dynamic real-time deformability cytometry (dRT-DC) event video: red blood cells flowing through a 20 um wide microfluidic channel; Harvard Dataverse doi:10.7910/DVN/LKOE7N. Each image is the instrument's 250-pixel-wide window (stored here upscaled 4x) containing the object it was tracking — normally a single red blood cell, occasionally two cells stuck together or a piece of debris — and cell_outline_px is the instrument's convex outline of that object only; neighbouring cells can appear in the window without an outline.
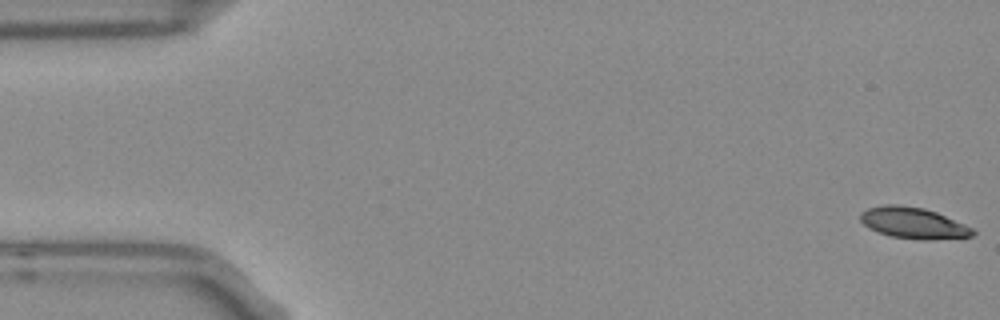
{"species": "Egyptian fruit bat (a non-hibernating species)", "species_latin": "Rousettus aegyptiacus", "temperature_condition": "room temperature", "stored_images_in_passage": 54, "camera_frame_rate_fps": 3000, "um_per_image_px": 0.085, "frame": {"image": 1, "passage_image": 1, "time_ms": 0.0, "image_size_px": [1000, 320], "cell_outline_px": [[976, 232], [972, 236], [932, 240], [920, 240], [892, 236], [868, 228], [860, 220], [860, 212], [868, 208], [884, 204], [896, 204], [924, 208], [936, 212], [964, 224], [972, 228]], "centroid_in_image_um": [77.62, 18.95], "position_along_channel_um": 7.4, "area_um2": 20.35}}
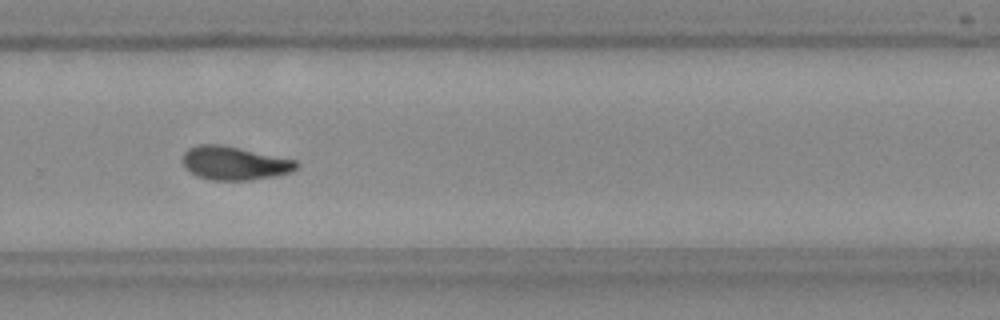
{"frame": {"image": 2, "passage_image": 36, "time_ms": 11.667, "image_size_px": [1000, 320], "cell_outline_px": [[296, 168], [292, 172], [272, 176], [248, 180], [212, 180], [196, 176], [184, 168], [184, 152], [188, 148], [196, 144], [220, 144], [240, 148], [296, 160]], "centroid_in_image_um": [19.88, 13.86], "position_along_channel_um": 309.9, "area_um2": 22.08}}
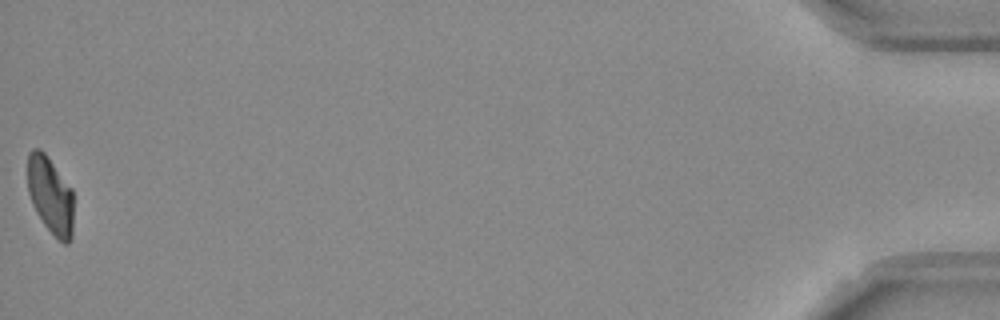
{"frame": {"image": 3, "passage_image": 54, "time_ms": 17.667, "image_size_px": [1000, 320], "cell_outline_px": [[72, 240], [68, 244], [64, 244], [44, 224], [36, 212], [32, 204], [28, 192], [28, 152], [32, 148], [40, 148], [44, 152], [72, 188]], "centroid_in_image_um": [4.27, 16.58], "position_along_channel_um": 430.9, "area_um2": 20.58}, "authors_computed_cell_mechanics": {"area_um2": 21.675, "velocity_mm_per_s": 3.7394, "shape_relaxation_time_tau1_ms": 10.8037, "shape_relaxation_time_tau2_ms": 9.4933, "deformation_change_tau1": 0.2268, "deformation_change_tau2": 0.1687}}